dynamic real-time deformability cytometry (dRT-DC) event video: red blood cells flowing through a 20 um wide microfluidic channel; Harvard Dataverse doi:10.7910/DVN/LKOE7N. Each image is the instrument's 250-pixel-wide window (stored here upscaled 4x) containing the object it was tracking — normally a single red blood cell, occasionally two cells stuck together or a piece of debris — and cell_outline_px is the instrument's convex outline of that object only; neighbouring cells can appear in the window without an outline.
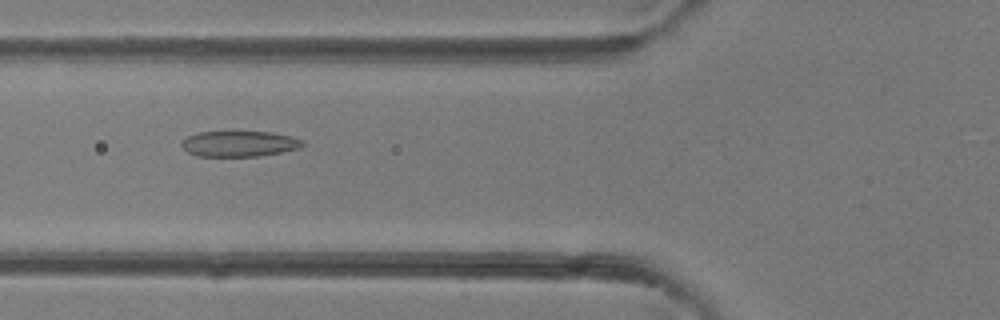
{"species": "common noctule bat (a hibernating species)", "species_latin": "Nyctalus noctula", "temperature_condition": "room temperature", "stored_images_in_passage": 41, "camera_frame_rate_fps": 3000, "um_per_image_px": 0.085, "animal": {"sex": "female"}, "frame": {"image": 1, "passage_image": 16, "time_ms": 5.0, "image_size_px": [1000, 320], "cell_outline_px": [[304, 144], [300, 148], [280, 152], [256, 156], [196, 156], [188, 152], [180, 144], [188, 136], [196, 132], [272, 132], [292, 136], [304, 140]], "centroid_in_image_um": [20.35, 12.21], "position_along_channel_um": 105.4, "area_um2": 18.03}}
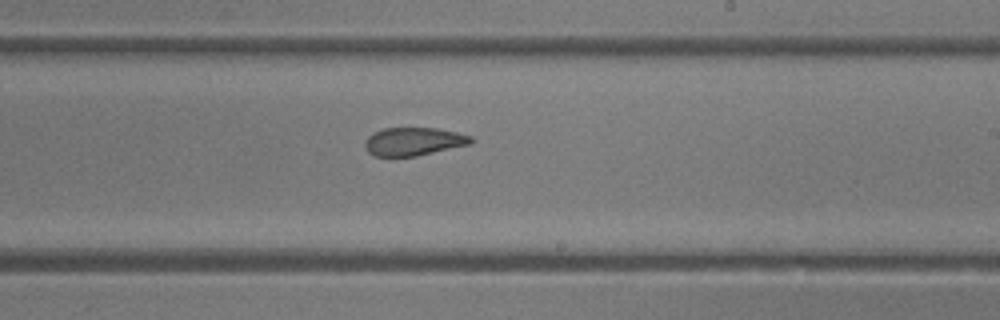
{"frame": {"image": 2, "passage_image": 25, "time_ms": 8.0, "image_size_px": [1000, 320], "cell_outline_px": [[476, 140], [472, 144], [416, 156], [376, 156], [368, 152], [364, 148], [364, 140], [372, 132], [384, 128], [436, 128], [456, 132], [472, 136]], "centroid_in_image_um": [35.16, 12.02], "position_along_channel_um": 253.8, "area_um2": 17.63}}
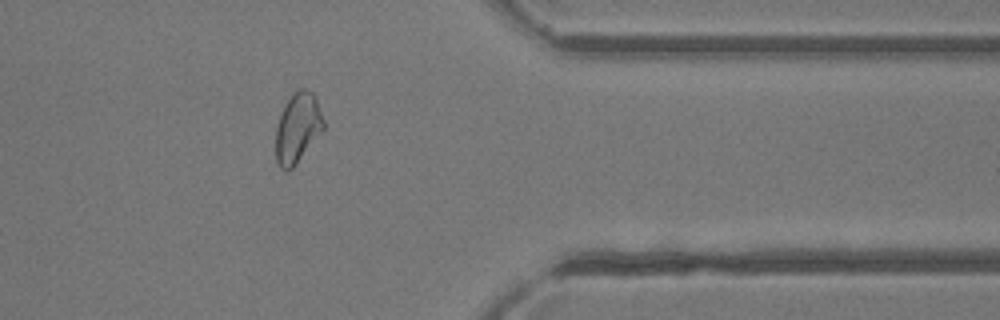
{"frame": {"image": 3, "passage_image": 34, "time_ms": 11.0, "image_size_px": [1000, 320], "cell_outline_px": [[324, 128], [296, 164], [288, 172], [284, 172], [280, 168], [276, 160], [276, 128], [280, 116], [292, 92], [296, 88], [304, 88], [312, 92], [316, 96], [324, 120]], "centroid_in_image_um": [25.3, 10.86], "position_along_channel_um": 386.1, "area_um2": 19.48}}